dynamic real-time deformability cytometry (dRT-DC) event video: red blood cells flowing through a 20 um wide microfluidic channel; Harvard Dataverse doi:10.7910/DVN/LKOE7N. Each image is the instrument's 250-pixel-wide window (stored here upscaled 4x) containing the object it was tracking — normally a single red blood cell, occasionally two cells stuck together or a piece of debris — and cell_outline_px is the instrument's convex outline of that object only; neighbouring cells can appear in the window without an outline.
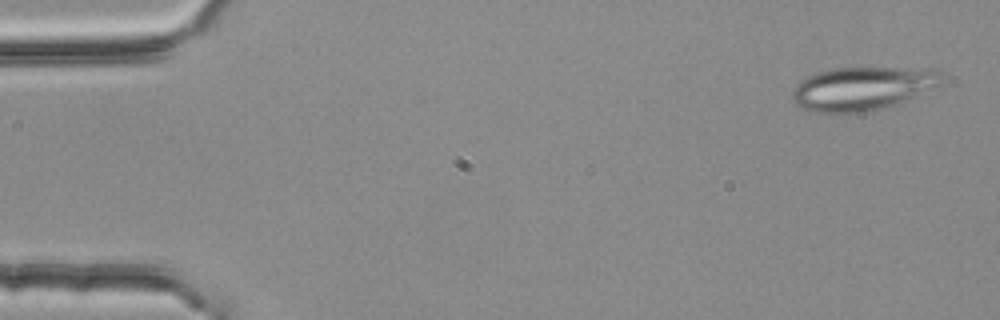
{"species": "common noctule bat (a hibernating species)", "species_latin": "Nyctalus noctula", "temperature_condition": "room temperature", "stored_images_in_passage": 3, "camera_frame_rate_fps": 3000, "um_per_image_px": 0.085, "animal": {"sex": "female", "body_mass_g": 25.1}, "frame": {"image": 1, "passage_image": 1, "time_ms": 0.0, "image_size_px": [1000, 320], "cell_outline_px": [[940, 84], [936, 88], [904, 100], [880, 108], [856, 112], [816, 112], [804, 108], [796, 104], [792, 96], [792, 88], [800, 80], [816, 72], [832, 68], [932, 68], [940, 72]], "centroid_in_image_um": [73.28, 7.49], "position_along_channel_um": 11.7, "area_um2": 37.34}}